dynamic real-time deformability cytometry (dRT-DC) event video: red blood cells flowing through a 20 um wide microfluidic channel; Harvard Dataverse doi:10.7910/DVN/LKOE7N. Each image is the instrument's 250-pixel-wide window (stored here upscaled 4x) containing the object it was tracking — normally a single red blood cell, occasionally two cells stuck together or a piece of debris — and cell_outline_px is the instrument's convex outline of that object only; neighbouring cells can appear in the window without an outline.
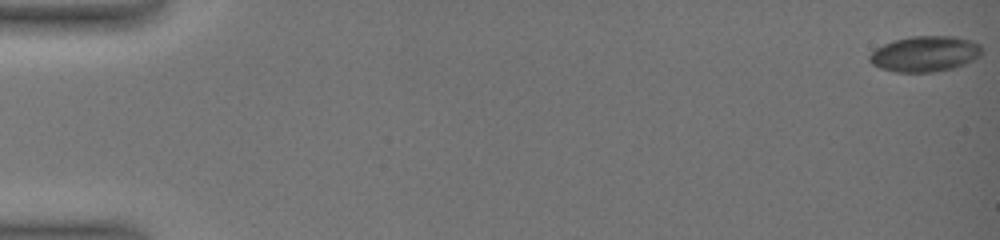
{"species": "common noctule bat (a hibernating species)", "species_latin": "Nyctalus noctula", "temperature_condition": "warm", "stored_images_in_passage": 29, "camera_frame_rate_fps": 3000, "um_per_image_px": 0.085, "animal": {"sex": "female", "body_mass_g": 19.0, "forearm_length_mm": 51.5}, "frame": {"image": 1, "passage_image": 1, "time_ms": 0.0, "image_size_px": [1000, 240], "cell_outline_px": [[980, 56], [964, 64], [952, 68], [932, 72], [896, 72], [880, 68], [872, 64], [868, 60], [868, 56], [876, 48], [884, 44], [896, 40], [912, 36], [956, 36], [972, 40], [980, 44]], "centroid_in_image_um": [78.61, 4.57], "position_along_channel_um": 6.4, "area_um2": 23.24}}